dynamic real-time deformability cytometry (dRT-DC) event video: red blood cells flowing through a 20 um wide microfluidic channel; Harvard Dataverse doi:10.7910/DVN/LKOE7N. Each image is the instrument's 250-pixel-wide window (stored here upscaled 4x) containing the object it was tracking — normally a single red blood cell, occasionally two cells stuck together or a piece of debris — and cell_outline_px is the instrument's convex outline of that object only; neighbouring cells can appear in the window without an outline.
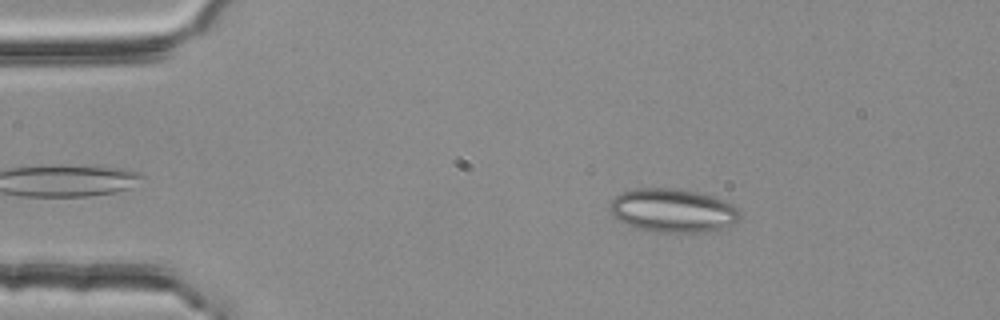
{"species": "common noctule bat (a hibernating species)", "species_latin": "Nyctalus noctula", "temperature_condition": "room temperature", "stored_images_in_passage": 2, "camera_frame_rate_fps": 3000, "um_per_image_px": 0.085, "animal": {"sex": "female", "body_mass_g": 25.1}, "frame": {"image": 1, "passage_image": 1, "time_ms": 0.0, "image_size_px": [1000, 320], "cell_outline_px": [[740, 216], [732, 224], [720, 228], [696, 232], [652, 232], [636, 228], [624, 224], [612, 216], [608, 204], [620, 192], [632, 188], [668, 188], [696, 192], [712, 196], [732, 204], [740, 212]], "centroid_in_image_um": [57.1, 17.89], "position_along_channel_um": 27.9, "area_um2": 32.95}}